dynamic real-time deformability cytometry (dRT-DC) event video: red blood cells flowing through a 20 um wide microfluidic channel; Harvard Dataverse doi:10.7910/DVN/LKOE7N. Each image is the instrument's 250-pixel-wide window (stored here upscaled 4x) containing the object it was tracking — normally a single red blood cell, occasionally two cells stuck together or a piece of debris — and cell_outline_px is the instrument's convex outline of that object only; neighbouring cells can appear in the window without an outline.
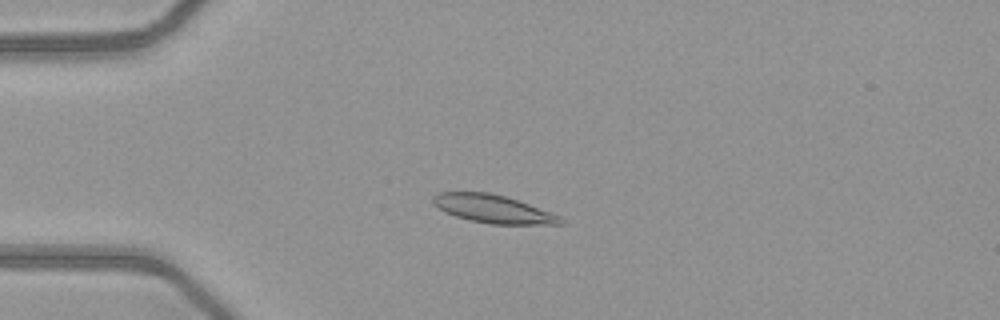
{"species": "common noctule bat (a hibernating species)", "species_latin": "Nyctalus noctula", "temperature_condition": "warm", "stored_images_in_passage": 52, "camera_frame_rate_fps": 3000, "um_per_image_px": 0.085, "animal": {"sex": "female", "body_mass_g": 21.9}, "frame": {"image": 1, "passage_image": 14, "time_ms": 4.333, "image_size_px": [1000, 320], "cell_outline_px": [[564, 224], [488, 224], [468, 220], [444, 212], [432, 204], [432, 196], [440, 192], [488, 192], [504, 196], [528, 204], [560, 216], [564, 220]], "centroid_in_image_um": [41.86, 17.76], "position_along_channel_um": 43.1, "area_um2": 20.81}}
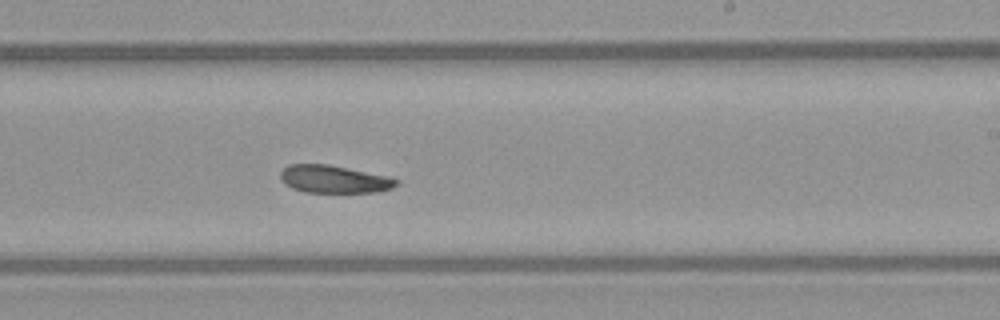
{"frame": {"image": 2, "passage_image": 32, "time_ms": 10.333, "image_size_px": [1000, 320], "cell_outline_px": [[400, 184], [392, 188], [376, 192], [304, 192], [292, 188], [284, 184], [280, 176], [280, 172], [288, 164], [328, 164], [388, 176], [400, 180]], "centroid_in_image_um": [28.4, 15.23], "position_along_channel_um": 260.6, "area_um2": 18.79}}
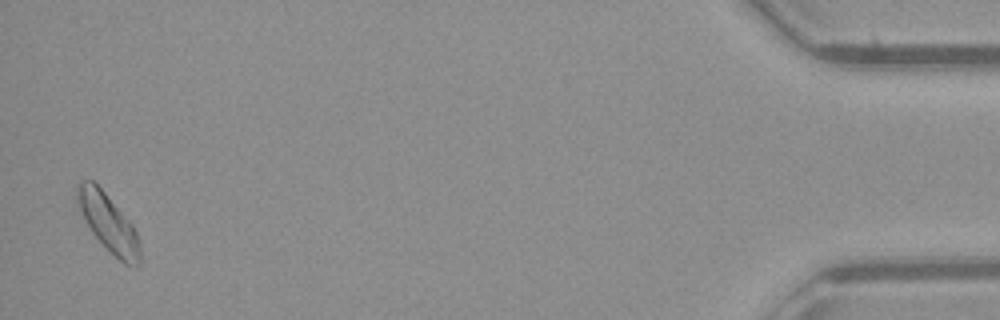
{"frame": {"image": 3, "passage_image": 51, "time_ms": 16.667, "image_size_px": [1000, 320], "cell_outline_px": [[140, 264], [136, 268], [124, 264], [92, 232], [76, 200], [76, 184], [80, 180], [92, 180], [104, 192], [132, 224], [136, 232], [140, 244]], "centroid_in_image_um": [9.23, 18.94], "position_along_channel_um": 426.0, "area_um2": 20.52}, "authors_computed_cell_mechanics": {"area_um2": 20.0566, "velocity_mm_per_s": 4.0471, "shape_relaxation_time_tau1_ms": 3.1272, "shape_relaxation_time_tau2_ms": 11.0779, "deformation_change_tau1": 0.0943, "deformation_change_tau2": 0.182}}